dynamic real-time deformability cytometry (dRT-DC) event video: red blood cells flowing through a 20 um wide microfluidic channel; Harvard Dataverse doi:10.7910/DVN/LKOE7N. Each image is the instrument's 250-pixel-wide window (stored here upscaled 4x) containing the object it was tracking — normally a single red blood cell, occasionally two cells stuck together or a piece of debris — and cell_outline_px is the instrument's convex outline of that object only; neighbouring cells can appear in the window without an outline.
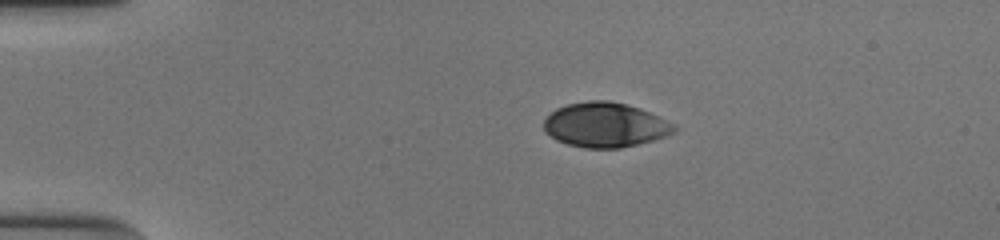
{"species": "human", "species_latin": "Homo sapiens", "temperature_condition": "cold", "stored_images_in_passage": 43, "camera_frame_rate_fps": 3000, "um_per_image_px": 0.085, "donor": {"sex": "male"}, "frame": {"image": 1, "passage_image": 1, "time_ms": 0.0, "image_size_px": [1000, 240], "cell_outline_px": [[676, 132], [652, 140], [620, 148], [584, 148], [568, 144], [556, 140], [544, 128], [544, 120], [556, 108], [568, 104], [588, 100], [608, 100], [640, 108], [672, 124], [676, 128]], "centroid_in_image_um": [51.41, 10.61], "position_along_channel_um": 33.6, "area_um2": 33.41}}
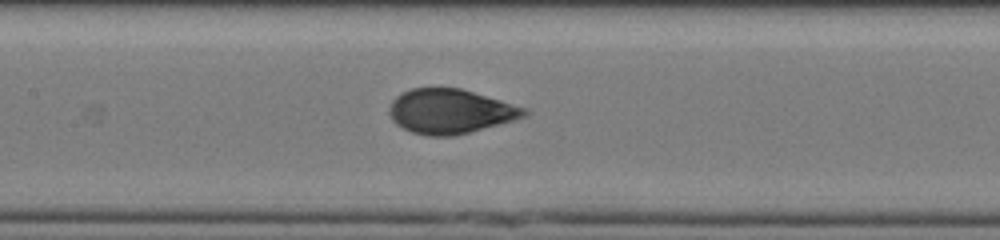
{"frame": {"image": 2, "passage_image": 16, "time_ms": 5.0, "image_size_px": [1000, 240], "cell_outline_px": [[528, 112], [524, 116], [512, 120], [468, 132], [452, 136], [428, 136], [412, 132], [396, 124], [392, 120], [388, 112], [388, 108], [392, 100], [400, 92], [412, 88], [460, 88], [528, 108]], "centroid_in_image_um": [38.22, 9.45], "position_along_channel_um": 169.2, "area_um2": 34.8}}
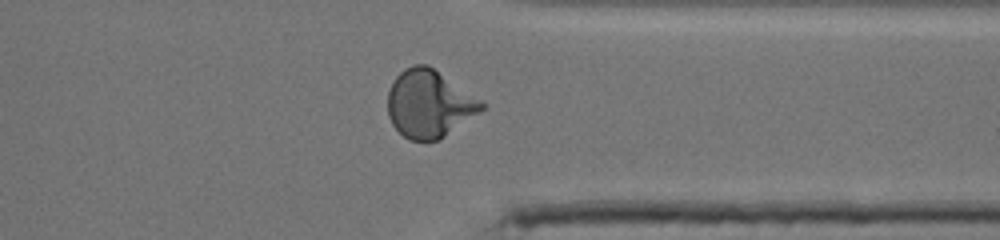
{"frame": {"image": 3, "passage_image": 32, "time_ms": 10.333, "image_size_px": [1000, 240], "cell_outline_px": [[488, 104], [480, 112], [440, 140], [408, 140], [392, 124], [388, 116], [388, 92], [392, 80], [404, 68], [412, 64], [428, 64], [484, 100]], "centroid_in_image_um": [36.51, 8.8], "position_along_channel_um": 374.9, "area_um2": 37.51}, "authors_computed_cell_mechanics": {"area_um2": 35.547, "velocity_mm_per_s": 3.8944, "shape_relaxation_time_tau1_ms": 3.8003, "shape_relaxation_time_tau2_ms": null, "deformation_change_tau1": 0.1668, "deformation_change_tau2": null}}